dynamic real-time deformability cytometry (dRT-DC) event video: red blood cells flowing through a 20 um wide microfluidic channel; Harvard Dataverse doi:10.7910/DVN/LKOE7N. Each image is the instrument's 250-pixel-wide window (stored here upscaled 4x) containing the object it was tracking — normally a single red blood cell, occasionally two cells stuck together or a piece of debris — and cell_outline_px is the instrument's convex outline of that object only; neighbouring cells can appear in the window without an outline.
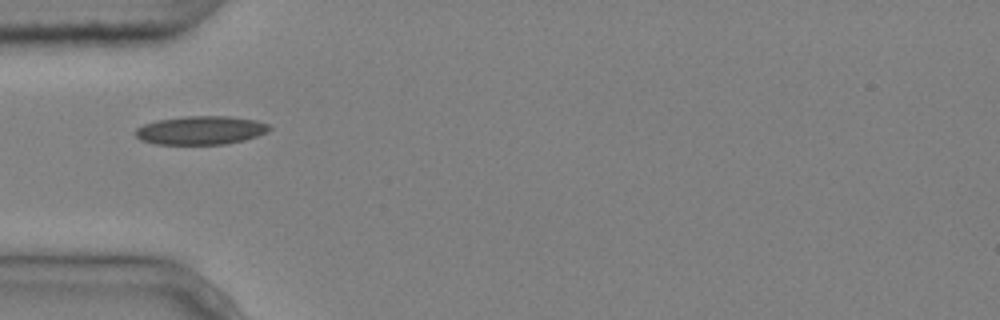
{"species": "common noctule bat (a hibernating species)", "species_latin": "Nyctalus noctula", "temperature_condition": "cold", "stored_images_in_passage": 4, "camera_frame_rate_fps": 3000, "um_per_image_px": 0.085, "animal": {"sex": "male", "body_mass_g": 20.4}, "frame": {"image": 1, "passage_image": 1, "time_ms": 0.0, "image_size_px": [1000, 320], "cell_outline_px": [[272, 128], [268, 132], [244, 140], [224, 144], [156, 144], [140, 140], [132, 132], [136, 128], [144, 124], [156, 120], [184, 116], [228, 116], [256, 120], [268, 124]], "centroid_in_image_um": [17.04, 11.07], "position_along_channel_um": 68.0, "area_um2": 22.43}}
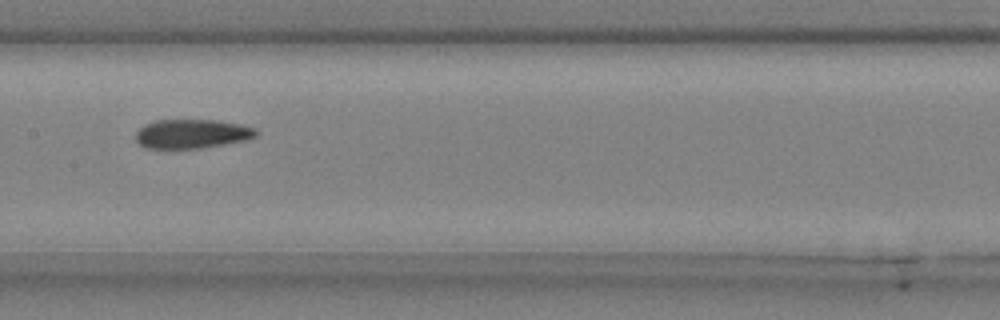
{"frame": {"image": 2, "passage_image": 4, "time_ms": 1.0, "image_size_px": [1000, 320], "cell_outline_px": [[260, 132], [256, 136], [244, 140], [224, 144], [200, 148], [144, 148], [136, 140], [136, 132], [144, 124], [156, 120], [216, 120], [240, 124], [256, 128]], "centroid_in_image_um": [16.32, 11.37], "position_along_channel_um": 191.1, "area_um2": 20.4}}